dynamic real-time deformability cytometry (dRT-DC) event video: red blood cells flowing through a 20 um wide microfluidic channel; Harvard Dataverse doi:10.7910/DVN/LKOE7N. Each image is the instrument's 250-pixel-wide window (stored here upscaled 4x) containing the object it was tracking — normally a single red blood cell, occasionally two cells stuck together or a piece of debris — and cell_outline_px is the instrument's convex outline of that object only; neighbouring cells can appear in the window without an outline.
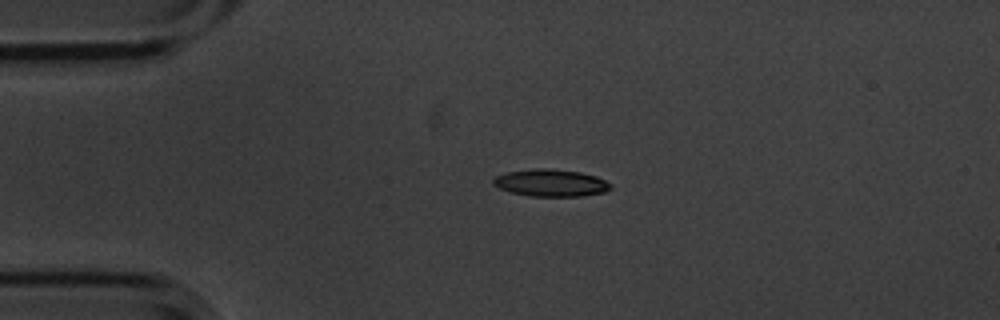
{"species": "common noctule bat (a hibernating species)", "species_latin": "Nyctalus noctula", "temperature_condition": "cold", "stored_images_in_passage": 3, "camera_frame_rate_fps": 3000, "um_per_image_px": 0.085, "animal": {"sex": "male", "body_mass_g": 20.1, "forearm_length_mm": 53.5}, "frame": {"image": 1, "passage_image": 2, "time_ms": 0.333, "image_size_px": [1000, 320], "cell_outline_px": [[612, 188], [604, 192], [580, 196], [528, 196], [512, 192], [500, 188], [492, 184], [492, 180], [496, 176], [508, 172], [536, 168], [552, 168], [580, 172], [596, 176], [612, 184]], "centroid_in_image_um": [46.83, 15.54], "position_along_channel_um": 38.2, "area_um2": 18.55}}